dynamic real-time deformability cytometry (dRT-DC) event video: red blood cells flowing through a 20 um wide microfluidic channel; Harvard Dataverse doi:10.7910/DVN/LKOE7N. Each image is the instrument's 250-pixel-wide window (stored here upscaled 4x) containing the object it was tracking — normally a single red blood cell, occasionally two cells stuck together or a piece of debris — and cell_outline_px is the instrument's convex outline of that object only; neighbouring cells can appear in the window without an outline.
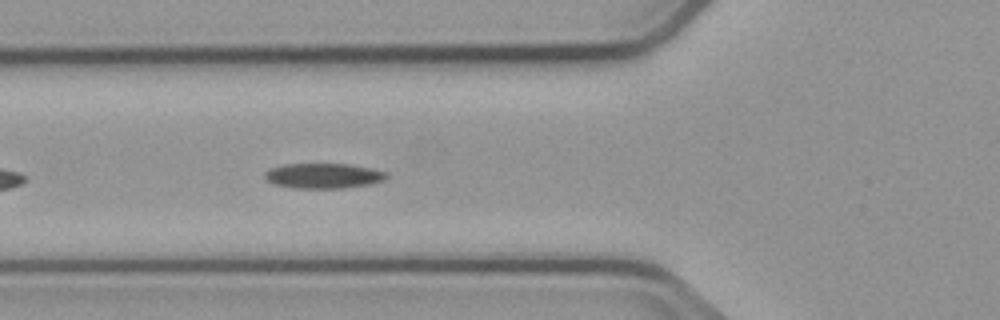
{"species": "common noctule bat (a hibernating species)", "species_latin": "Nyctalus noctula", "temperature_condition": "cold", "stored_images_in_passage": 5, "segment_of_instrument_passage": [1, 2], "camera_frame_rate_fps": 3000, "um_per_image_px": 0.085, "animal": {"sex": "male", "body_mass_g": 23.1, "forearm_length_mm": 52.7}, "frame": {"image": 1, "passage_image": 4, "time_ms": 3.333, "image_size_px": [1000, 320], "cell_outline_px": [[388, 176], [384, 180], [368, 184], [344, 188], [292, 188], [272, 184], [264, 176], [264, 172], [272, 168], [284, 164], [348, 164], [372, 168], [388, 172]], "centroid_in_image_um": [27.49, 14.94], "position_along_channel_um": 98.3, "area_um2": 17.86}}